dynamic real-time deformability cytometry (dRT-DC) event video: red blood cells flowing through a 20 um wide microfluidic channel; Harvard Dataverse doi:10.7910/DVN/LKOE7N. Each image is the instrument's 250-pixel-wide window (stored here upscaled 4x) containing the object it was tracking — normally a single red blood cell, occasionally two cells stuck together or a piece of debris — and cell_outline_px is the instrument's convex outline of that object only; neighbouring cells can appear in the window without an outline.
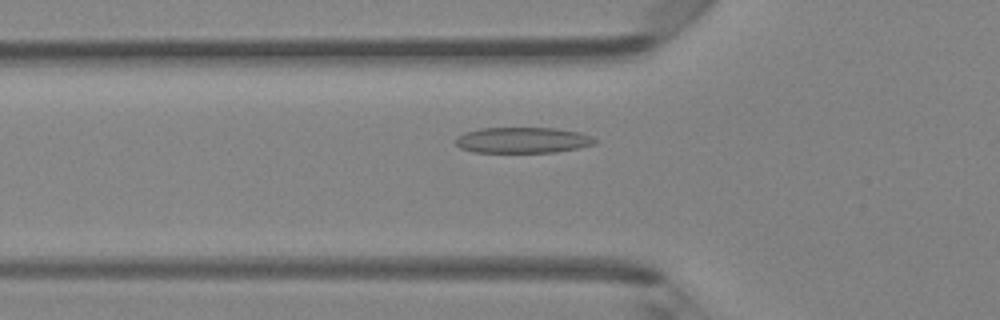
{"species": "Egyptian fruit bat (a non-hibernating species)", "species_latin": "Rousettus aegyptiacus", "temperature_condition": "room temperature", "stored_images_in_passage": 47, "camera_frame_rate_fps": 3000, "um_per_image_px": 0.085, "animal": {"sex": "female"}, "frame": {"image": 1, "passage_image": 16, "time_ms": 5.0, "image_size_px": [1000, 320], "cell_outline_px": [[600, 140], [592, 144], [576, 148], [556, 152], [472, 152], [460, 148], [456, 144], [456, 136], [464, 132], [480, 128], [556, 128], [580, 132], [592, 136]], "centroid_in_image_um": [44.41, 11.9], "position_along_channel_um": 81.4, "area_um2": 21.04}}
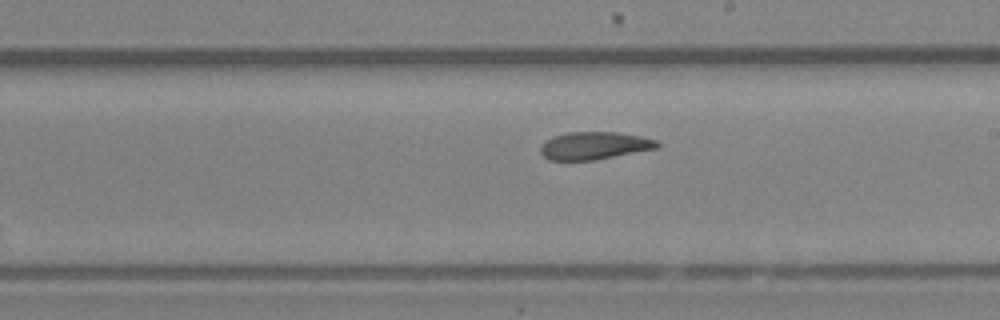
{"frame": {"image": 2, "passage_image": 27, "time_ms": 8.667, "image_size_px": [1000, 320], "cell_outline_px": [[660, 148], [596, 160], [548, 160], [540, 152], [540, 148], [544, 140], [552, 136], [568, 132], [616, 132], [640, 136], [656, 140], [660, 144]], "centroid_in_image_um": [50.52, 12.38], "position_along_channel_um": 238.5, "area_um2": 19.02}}
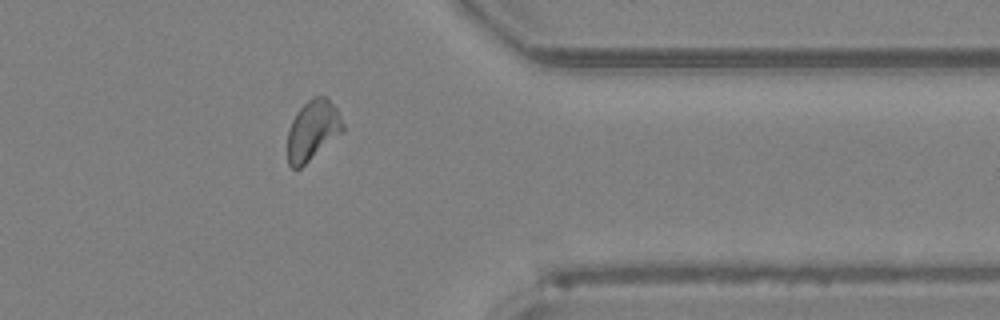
{"frame": {"image": 3, "passage_image": 38, "time_ms": 12.333, "image_size_px": [1000, 320], "cell_outline_px": [[344, 132], [300, 168], [292, 168], [288, 164], [288, 132], [292, 120], [296, 112], [308, 100], [316, 96], [324, 96], [336, 108], [344, 124]], "centroid_in_image_um": [26.59, 11.09], "position_along_channel_um": 384.8, "area_um2": 19.25}, "authors_computed_cell_mechanics": {"area_um2": 19.7676, "velocity_mm_per_s": 4.2976, "shape_relaxation_time_tau1_ms": null, "shape_relaxation_time_tau2_ms": 5.1004, "deformation_change_tau1": null, "deformation_change_tau2": 0.1363}}